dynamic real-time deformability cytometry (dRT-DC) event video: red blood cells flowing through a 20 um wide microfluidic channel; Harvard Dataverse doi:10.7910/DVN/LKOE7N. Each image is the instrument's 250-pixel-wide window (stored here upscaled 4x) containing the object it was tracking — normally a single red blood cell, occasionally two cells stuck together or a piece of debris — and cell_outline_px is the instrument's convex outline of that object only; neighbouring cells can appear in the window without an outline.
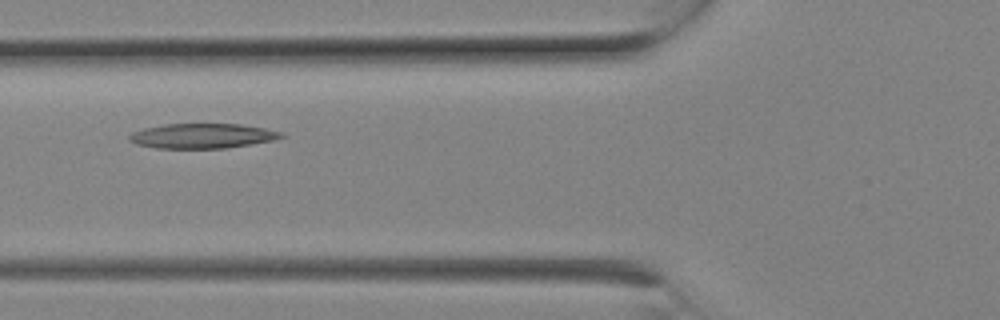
{"species": "Egyptian fruit bat (a non-hibernating species)", "species_latin": "Rousettus aegyptiacus", "temperature_condition": "room temperature", "stored_images_in_passage": 8, "camera_frame_rate_fps": 3000, "um_per_image_px": 0.085, "animal": {"sex": "female"}, "frame": {"image": 1, "passage_image": 7, "time_ms": 2.0, "image_size_px": [1000, 320], "cell_outline_px": [[288, 136], [272, 140], [224, 148], [156, 148], [136, 144], [128, 140], [128, 136], [132, 132], [144, 128], [164, 124], [240, 124], [264, 128], [284, 132]], "centroid_in_image_um": [17.19, 11.54], "position_along_channel_um": 108.6, "area_um2": 21.96}}
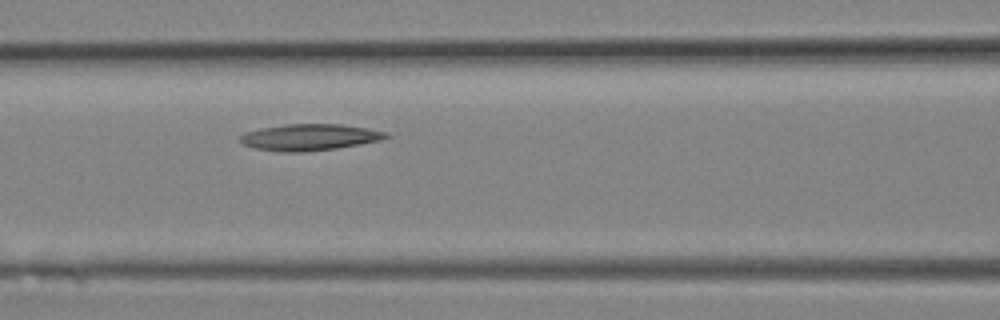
{"frame": {"image": 2, "passage_image": 8, "time_ms": 2.333, "image_size_px": [1000, 320], "cell_outline_px": [[392, 136], [384, 140], [336, 148], [304, 152], [280, 152], [256, 148], [244, 144], [240, 140], [240, 136], [244, 132], [260, 128], [284, 124], [340, 124], [368, 128], [388, 132]], "centroid_in_image_um": [26.36, 11.66], "position_along_channel_um": 140.2, "area_um2": 22.66}}